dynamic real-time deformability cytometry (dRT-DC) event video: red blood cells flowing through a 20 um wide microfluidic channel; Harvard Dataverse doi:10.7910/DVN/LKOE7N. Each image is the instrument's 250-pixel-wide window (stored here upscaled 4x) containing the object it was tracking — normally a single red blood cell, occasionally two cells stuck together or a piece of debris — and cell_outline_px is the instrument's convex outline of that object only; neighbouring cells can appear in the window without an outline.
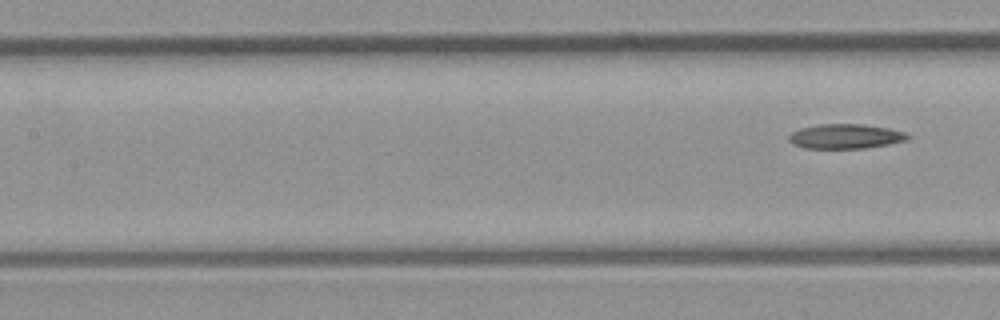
{"species": "common noctule bat (a hibernating species)", "species_latin": "Nyctalus noctula", "temperature_condition": "room temperature", "stored_images_in_passage": 7, "segment_of_instrument_passage": [2, 2], "camera_frame_rate_fps": 3000, "um_per_image_px": 0.085, "animal": {"sex": "male", "body_mass_g": 23.1, "forearm_length_mm": 52.7}, "frame": {"image": 1, "passage_image": 7, "time_ms": 2.0, "image_size_px": [1000, 320], "cell_outline_px": [[912, 136], [908, 140], [888, 144], [864, 148], [804, 148], [792, 144], [788, 140], [788, 136], [792, 132], [800, 128], [816, 124], [864, 124], [888, 128], [904, 132]], "centroid_in_image_um": [71.85, 11.58], "position_along_channel_um": 135.5, "area_um2": 17.17}}